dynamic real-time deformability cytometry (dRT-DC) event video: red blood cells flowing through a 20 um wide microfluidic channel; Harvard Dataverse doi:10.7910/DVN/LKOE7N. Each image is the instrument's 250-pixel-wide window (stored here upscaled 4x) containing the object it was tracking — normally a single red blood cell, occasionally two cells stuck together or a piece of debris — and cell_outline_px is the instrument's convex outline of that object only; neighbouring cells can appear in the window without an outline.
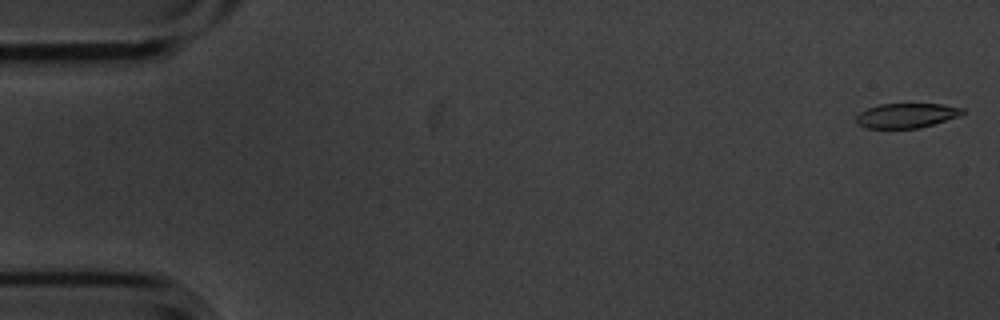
{"species": "common noctule bat (a hibernating species)", "species_latin": "Nyctalus noctula", "temperature_condition": "cold", "stored_images_in_passage": 5, "camera_frame_rate_fps": 3000, "um_per_image_px": 0.085, "animal": {"sex": "male", "body_mass_g": 20.1, "forearm_length_mm": 53.5}, "frame": {"image": 1, "passage_image": 1, "time_ms": 0.0, "image_size_px": [1000, 320], "cell_outline_px": [[964, 112], [956, 116], [920, 128], [864, 128], [856, 124], [856, 116], [860, 112], [868, 108], [880, 104], [944, 104], [964, 108]], "centroid_in_image_um": [76.99, 9.82], "position_along_channel_um": 8.0, "area_um2": 15.14}}
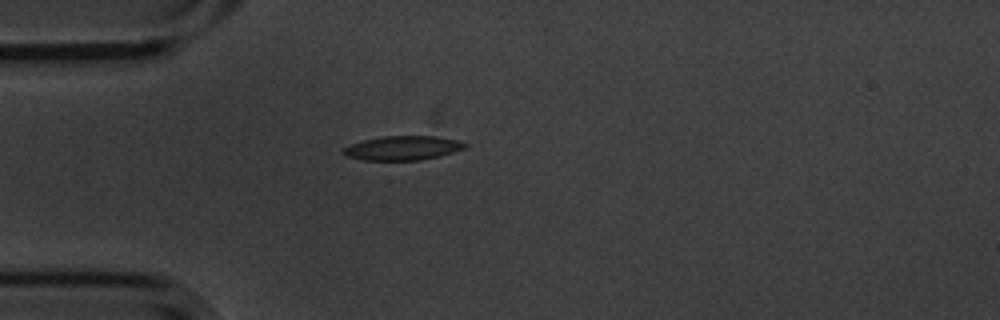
{"frame": {"image": 2, "passage_image": 5, "time_ms": 1.333, "image_size_px": [1000, 320], "cell_outline_px": [[468, 148], [440, 156], [420, 160], [364, 160], [344, 156], [340, 152], [344, 148], [352, 144], [364, 140], [384, 136], [436, 136], [460, 140], [468, 144]], "centroid_in_image_um": [34.28, 12.58], "position_along_channel_um": 50.7, "area_um2": 17.34}}